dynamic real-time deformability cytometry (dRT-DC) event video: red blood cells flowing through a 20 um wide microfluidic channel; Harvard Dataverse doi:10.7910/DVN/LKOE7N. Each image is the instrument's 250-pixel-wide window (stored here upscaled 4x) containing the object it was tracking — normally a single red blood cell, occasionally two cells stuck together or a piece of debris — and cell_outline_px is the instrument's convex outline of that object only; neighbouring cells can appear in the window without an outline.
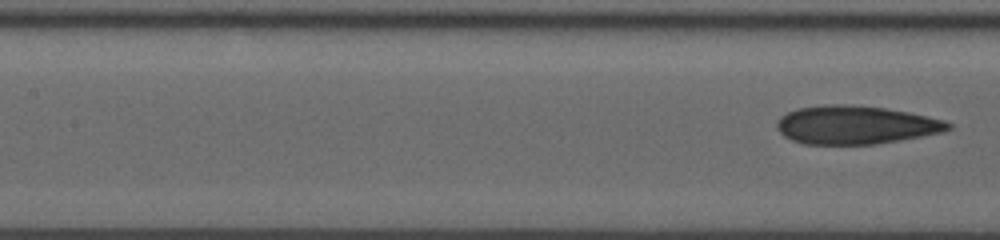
{"species": "human", "species_latin": "Homo sapiens", "temperature_condition": "room temperature", "stored_images_in_passage": 6, "segment_of_instrument_passage": [2, 2], "camera_frame_rate_fps": 3000, "um_per_image_px": 0.085, "donor": {"sex": "male"}, "frame": {"image": 1, "passage_image": 6, "time_ms": 4.333, "image_size_px": [1000, 240], "cell_outline_px": [[952, 128], [940, 132], [920, 136], [876, 144], [804, 144], [792, 140], [784, 136], [776, 128], [776, 120], [780, 116], [796, 108], [824, 104], [844, 104], [884, 108], [908, 112], [944, 120], [952, 124]], "centroid_in_image_um": [72.67, 10.61], "position_along_channel_um": 134.7, "area_um2": 38.21}}